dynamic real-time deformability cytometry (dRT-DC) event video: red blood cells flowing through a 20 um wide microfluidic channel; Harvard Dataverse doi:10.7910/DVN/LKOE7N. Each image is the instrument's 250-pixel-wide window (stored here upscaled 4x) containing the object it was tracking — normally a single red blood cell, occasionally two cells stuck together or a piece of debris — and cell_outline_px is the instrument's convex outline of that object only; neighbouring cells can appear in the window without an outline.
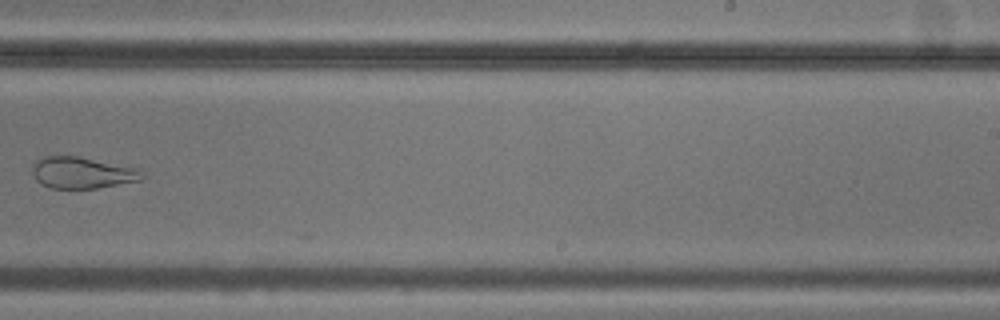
{"species": "common noctule bat (a hibernating species)", "species_latin": "Nyctalus noctula", "temperature_condition": "cold", "stored_images_in_passage": 9, "camera_frame_rate_fps": 3000, "um_per_image_px": 0.085, "animal": {"sex": "male", "body_mass_g": 20.5, "forearm_length_mm": 52.5}, "frame": {"image": 1, "passage_image": 9, "time_ms": 9.333, "image_size_px": [1000, 320], "cell_outline_px": [[148, 176], [140, 180], [96, 188], [52, 188], [40, 184], [32, 176], [32, 164], [36, 160], [44, 156], [76, 156], [136, 168]], "centroid_in_image_um": [6.94, 14.68], "position_along_channel_um": 282.1, "area_um2": 20.06}}